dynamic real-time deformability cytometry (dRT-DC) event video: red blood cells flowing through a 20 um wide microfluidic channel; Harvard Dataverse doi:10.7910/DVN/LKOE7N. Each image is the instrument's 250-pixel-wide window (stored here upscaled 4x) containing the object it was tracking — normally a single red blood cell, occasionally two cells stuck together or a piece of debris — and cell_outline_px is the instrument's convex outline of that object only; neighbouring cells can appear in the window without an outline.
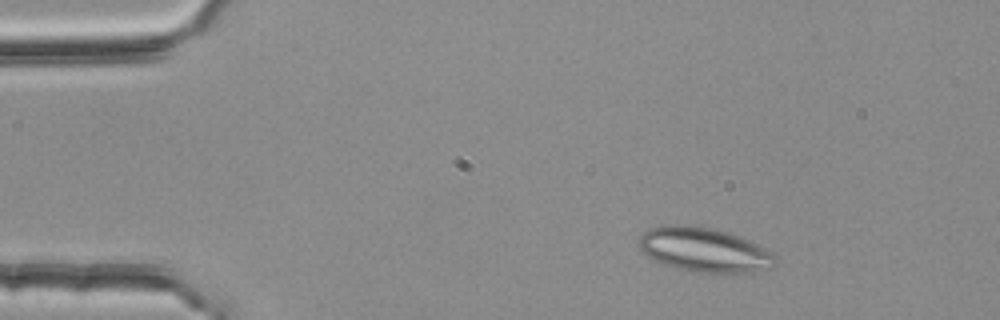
{"species": "common noctule bat (a hibernating species)", "species_latin": "Nyctalus noctula", "temperature_condition": "room temperature", "stored_images_in_passage": 4, "camera_frame_rate_fps": 3000, "um_per_image_px": 0.085, "animal": {"sex": "female", "body_mass_g": 25.1}, "frame": {"image": 1, "passage_image": 2, "time_ms": 0.333, "image_size_px": [1000, 320], "cell_outline_px": [[776, 264], [772, 268], [752, 272], [696, 272], [676, 268], [664, 264], [648, 256], [636, 244], [640, 236], [648, 228], [668, 224], [684, 224], [712, 228], [740, 236], [752, 240], [772, 252], [776, 256]], "centroid_in_image_um": [59.87, 21.21], "position_along_channel_um": 25.1, "area_um2": 35.49}}